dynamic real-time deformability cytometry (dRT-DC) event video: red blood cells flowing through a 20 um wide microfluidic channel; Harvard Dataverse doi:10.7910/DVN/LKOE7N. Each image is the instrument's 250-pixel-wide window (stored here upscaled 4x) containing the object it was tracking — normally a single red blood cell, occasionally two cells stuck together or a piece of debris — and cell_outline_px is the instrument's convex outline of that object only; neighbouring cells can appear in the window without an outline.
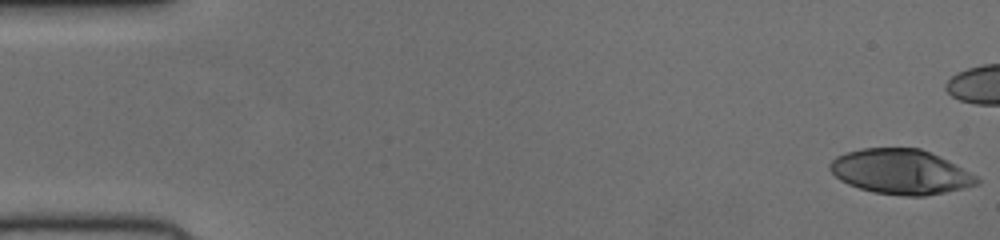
{"species": "human", "species_latin": "Homo sapiens", "temperature_condition": "cold", "stored_images_in_passage": 45, "camera_frame_rate_fps": 3000, "um_per_image_px": 0.085, "donor": {"sex": "female"}, "frame": {"image": 1, "passage_image": 1, "time_ms": 0.0, "image_size_px": [1000, 240], "cell_outline_px": [[980, 184], [964, 188], [924, 196], [904, 196], [872, 192], [848, 184], [840, 180], [828, 168], [828, 164], [836, 156], [860, 148], [920, 148], [976, 176], [980, 180]], "centroid_in_image_um": [76.5, 14.61], "position_along_channel_um": 8.5, "area_um2": 37.92}}
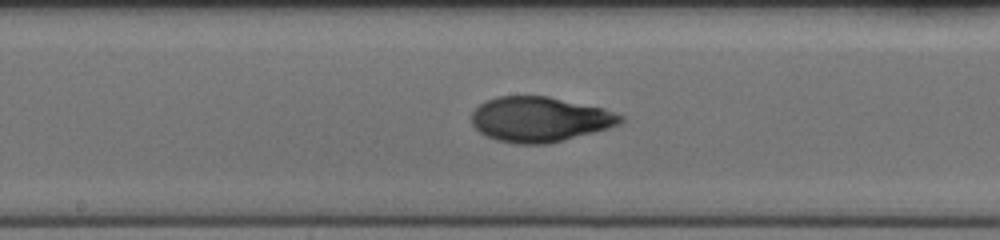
{"frame": {"image": 2, "passage_image": 27, "time_ms": 8.667, "image_size_px": [1000, 240], "cell_outline_px": [[624, 120], [620, 124], [608, 128], [548, 144], [516, 144], [496, 140], [480, 132], [472, 124], [472, 112], [480, 104], [496, 96], [548, 96], [604, 108], [624, 116]], "centroid_in_image_um": [45.89, 10.14], "position_along_channel_um": 202.3, "area_um2": 39.02}}
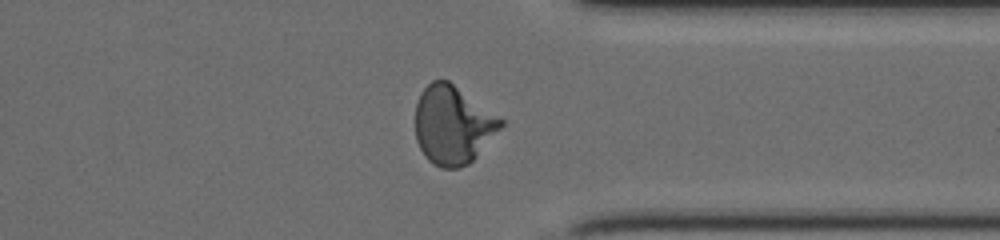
{"frame": {"image": 3, "passage_image": 40, "time_ms": 13.0, "image_size_px": [1000, 240], "cell_outline_px": [[504, 124], [472, 160], [468, 164], [460, 168], [440, 168], [432, 164], [424, 156], [416, 140], [416, 104], [420, 92], [432, 80], [448, 80], [500, 116], [504, 120]], "centroid_in_image_um": [38.48, 10.62], "position_along_channel_um": 372.9, "area_um2": 39.02}}